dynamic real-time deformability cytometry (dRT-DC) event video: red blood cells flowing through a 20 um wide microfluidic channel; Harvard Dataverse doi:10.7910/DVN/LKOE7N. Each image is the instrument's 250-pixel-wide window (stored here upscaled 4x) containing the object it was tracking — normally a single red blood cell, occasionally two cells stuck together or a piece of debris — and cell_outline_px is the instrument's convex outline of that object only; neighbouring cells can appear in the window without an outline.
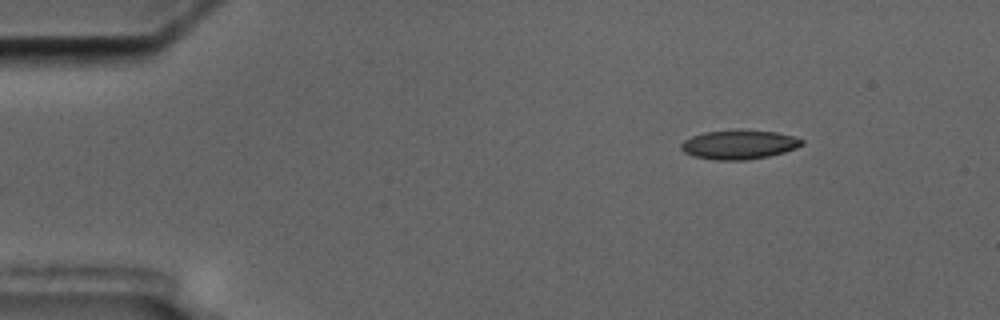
{"species": "common noctule bat (a hibernating species)", "species_latin": "Nyctalus noctula", "temperature_condition": "cold", "stored_images_in_passage": 4, "camera_frame_rate_fps": 3000, "um_per_image_px": 0.085, "animal": {"sex": "male", "body_mass_g": 17.5, "forearm_length_mm": 52.3}, "frame": {"image": 1, "passage_image": 4, "time_ms": 3.667, "image_size_px": [1000, 320], "cell_outline_px": [[804, 144], [796, 148], [784, 152], [768, 156], [744, 160], [716, 160], [692, 156], [684, 152], [680, 148], [680, 144], [684, 140], [692, 136], [704, 132], [736, 128], [776, 132], [792, 136], [804, 140]], "centroid_in_image_um": [62.79, 12.27], "position_along_channel_um": 22.2, "area_um2": 20.87}}